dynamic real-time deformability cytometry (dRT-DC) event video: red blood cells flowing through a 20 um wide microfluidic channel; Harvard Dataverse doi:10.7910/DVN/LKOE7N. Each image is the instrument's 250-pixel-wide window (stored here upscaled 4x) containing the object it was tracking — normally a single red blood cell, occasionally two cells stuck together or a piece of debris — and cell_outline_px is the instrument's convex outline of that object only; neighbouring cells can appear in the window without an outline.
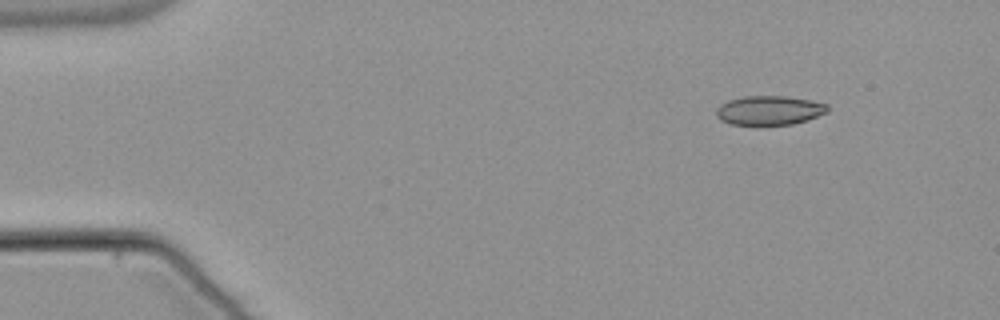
{"species": "common noctule bat (a hibernating species)", "species_latin": "Nyctalus noctula", "temperature_condition": "warm", "stored_images_in_passage": 49, "camera_frame_rate_fps": 3000, "um_per_image_px": 0.085, "animal": {"sex": "male", "body_mass_g": 21.5, "forearm_length_mm": 52.0}, "frame": {"image": 1, "passage_image": 1, "time_ms": 0.0, "image_size_px": [1000, 320], "cell_outline_px": [[828, 112], [808, 120], [792, 124], [728, 124], [720, 120], [716, 116], [716, 108], [720, 104], [728, 100], [744, 96], [784, 96], [808, 100], [828, 104]], "centroid_in_image_um": [65.37, 9.38], "position_along_channel_um": 19.6, "area_um2": 18.9}}
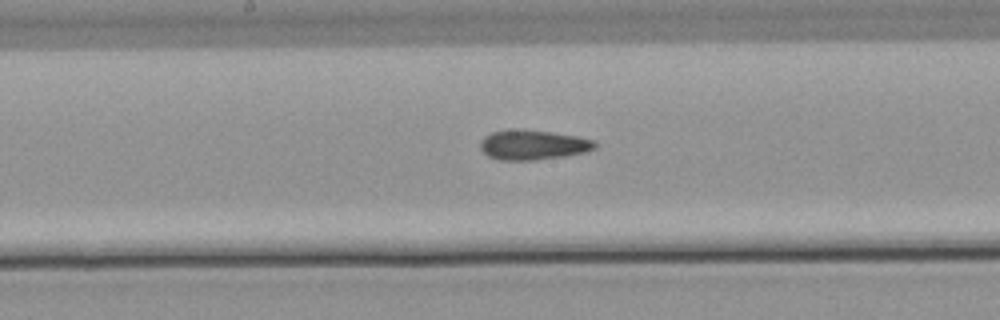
{"frame": {"image": 2, "passage_image": 23, "time_ms": 7.333, "image_size_px": [1000, 320], "cell_outline_px": [[596, 148], [588, 152], [564, 156], [536, 160], [496, 160], [488, 156], [480, 148], [480, 140], [484, 136], [492, 132], [552, 132], [576, 136], [596, 140]], "centroid_in_image_um": [45.35, 12.36], "position_along_channel_um": 202.8, "area_um2": 19.36}}
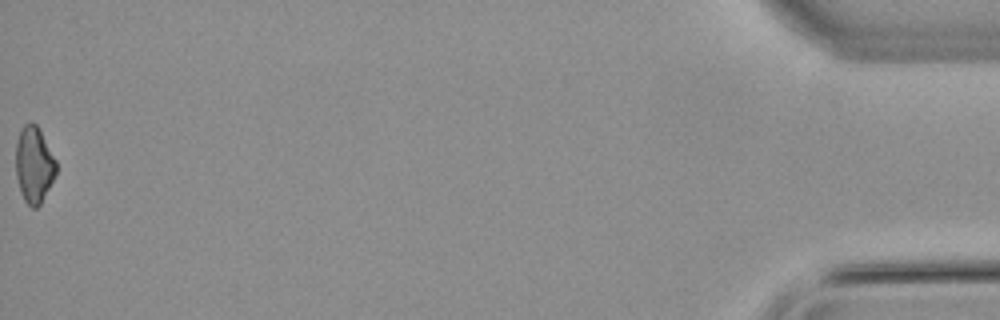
{"frame": {"image": 3, "passage_image": 49, "time_ms": 16.0, "image_size_px": [1000, 320], "cell_outline_px": [[56, 172], [40, 204], [36, 208], [32, 208], [24, 200], [20, 192], [16, 176], [16, 140], [20, 128], [24, 124], [32, 120], [36, 124], [56, 160]], "centroid_in_image_um": [2.86, 13.97], "position_along_channel_um": 432.3, "area_um2": 17.86}, "authors_computed_cell_mechanics": {"area_um2": 19.363, "velocity_mm_per_s": 3.8206, "shape_relaxation_time_tau1_ms": null, "shape_relaxation_time_tau2_ms": 6.0993, "deformation_change_tau1": null, "deformation_change_tau2": 0.1366}}